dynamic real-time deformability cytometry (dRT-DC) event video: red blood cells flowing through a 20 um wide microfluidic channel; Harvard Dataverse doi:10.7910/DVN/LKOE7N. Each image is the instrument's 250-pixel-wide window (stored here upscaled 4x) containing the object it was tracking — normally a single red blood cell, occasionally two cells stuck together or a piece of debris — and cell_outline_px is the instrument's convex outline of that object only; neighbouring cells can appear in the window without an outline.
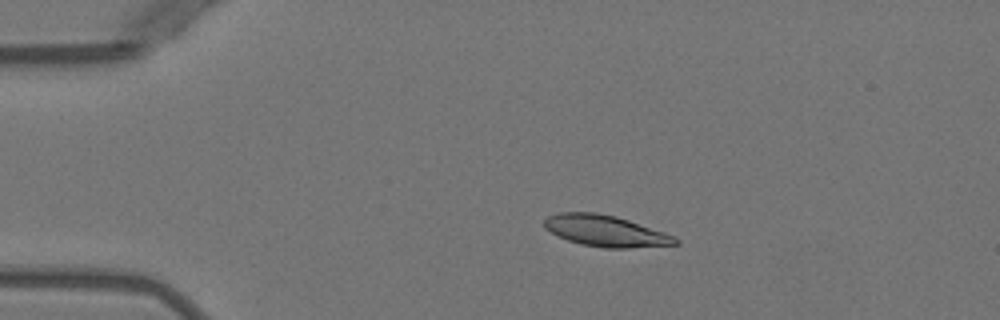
{"species": "Egyptian fruit bat (a non-hibernating species)", "species_latin": "Rousettus aegyptiacus", "temperature_condition": "warm", "stored_images_in_passage": 5, "camera_frame_rate_fps": 3000, "um_per_image_px": 0.085, "animal": {"sex": "female"}, "frame": {"image": 1, "passage_image": 4, "time_ms": 3.333, "image_size_px": [1000, 320], "cell_outline_px": [[680, 244], [628, 248], [604, 248], [580, 244], [556, 236], [544, 228], [544, 220], [548, 216], [560, 212], [596, 212], [616, 216], [676, 236], [680, 240]], "centroid_in_image_um": [51.47, 19.63], "position_along_channel_um": 33.5, "area_um2": 24.04}}